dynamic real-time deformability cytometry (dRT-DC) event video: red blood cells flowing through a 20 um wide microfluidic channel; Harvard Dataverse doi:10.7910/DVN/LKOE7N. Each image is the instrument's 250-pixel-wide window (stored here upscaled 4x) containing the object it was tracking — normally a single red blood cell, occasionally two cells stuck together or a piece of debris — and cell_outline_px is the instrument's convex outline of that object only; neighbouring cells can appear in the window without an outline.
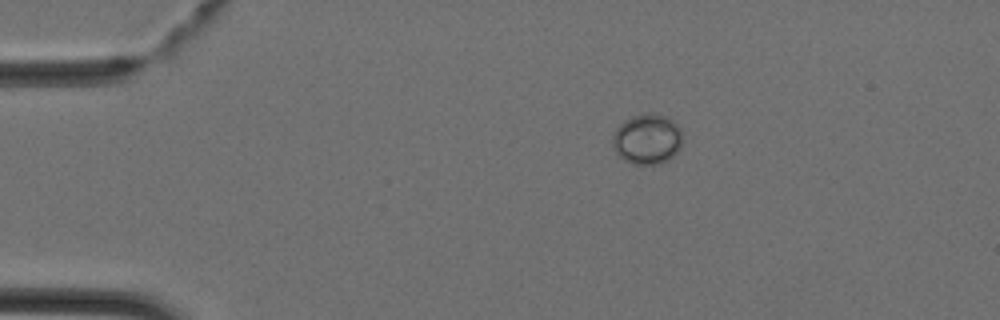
{"species": "Egyptian fruit bat (a non-hibernating species)", "species_latin": "Rousettus aegyptiacus", "temperature_condition": "cold", "stored_images_in_passage": 37, "camera_frame_rate_fps": 3000, "um_per_image_px": 0.085, "animal": {"sex": "female"}, "frame": {"image": 1, "passage_image": 1, "time_ms": 0.0, "image_size_px": [1000, 320], "cell_outline_px": [[680, 148], [668, 160], [660, 164], [632, 164], [624, 160], [616, 152], [612, 144], [612, 132], [624, 120], [632, 116], [668, 116], [680, 128]], "centroid_in_image_um": [54.97, 11.86], "position_along_channel_um": 30.0, "area_um2": 20.06}}
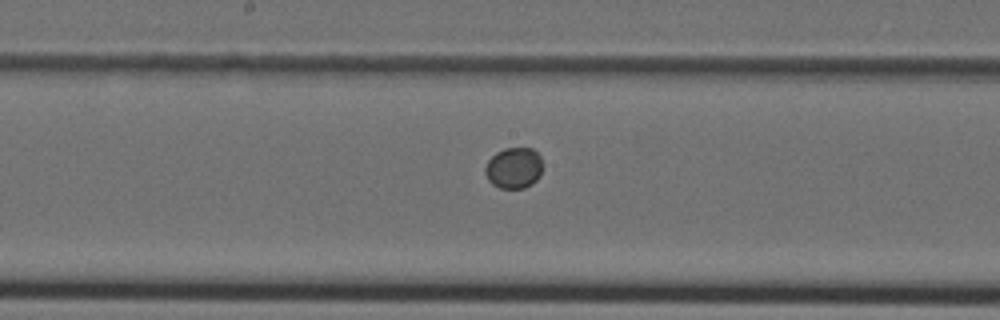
{"frame": {"image": 2, "passage_image": 16, "time_ms": 5.0, "image_size_px": [1000, 320], "cell_outline_px": [[540, 176], [532, 184], [524, 188], [500, 188], [492, 184], [488, 180], [484, 172], [484, 168], [488, 160], [496, 152], [504, 148], [532, 148], [540, 156]], "centroid_in_image_um": [43.64, 14.28], "position_along_channel_um": 204.6, "area_um2": 13.7}}
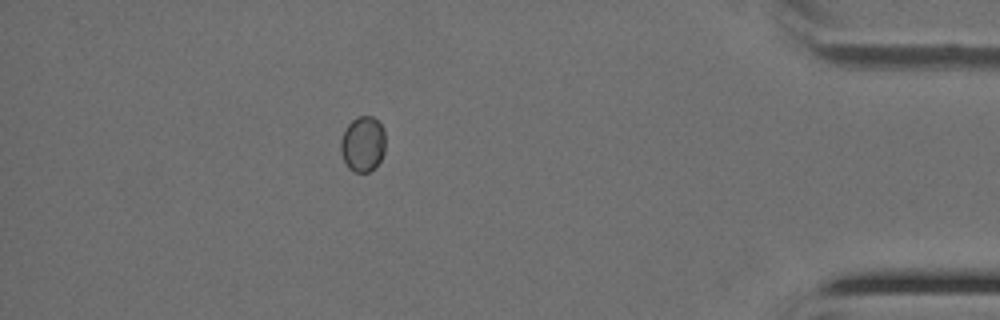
{"frame": {"image": 3, "passage_image": 32, "time_ms": 10.333, "image_size_px": [1000, 320], "cell_outline_px": [[384, 152], [376, 168], [368, 172], [352, 172], [348, 168], [340, 152], [340, 140], [348, 124], [356, 116], [372, 116], [384, 128]], "centroid_in_image_um": [30.83, 12.25], "position_along_channel_um": 404.4, "area_um2": 14.57}}